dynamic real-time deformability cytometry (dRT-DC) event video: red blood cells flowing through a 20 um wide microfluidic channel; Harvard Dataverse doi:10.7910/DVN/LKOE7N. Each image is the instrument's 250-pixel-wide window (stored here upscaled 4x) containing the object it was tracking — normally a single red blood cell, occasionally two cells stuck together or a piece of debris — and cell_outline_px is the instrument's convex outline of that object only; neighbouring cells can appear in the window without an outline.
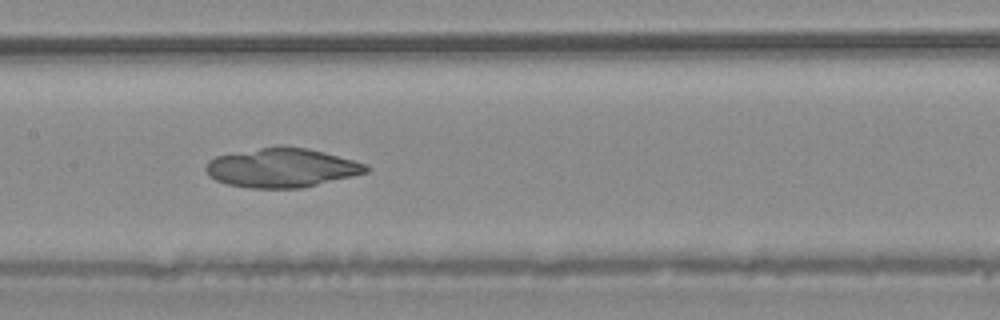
{"species": "common noctule bat (a hibernating species)", "species_latin": "Nyctalus noctula", "temperature_condition": "warm", "stored_images_in_passage": 45, "camera_frame_rate_fps": 3000, "um_per_image_px": 0.085, "animal": {"sex": "male", "body_mass_g": 20.4}, "frame": {"image": 1, "passage_image": 22, "time_ms": 7.0, "image_size_px": [1000, 320], "cell_outline_px": [[372, 168], [368, 172], [352, 176], [300, 188], [248, 188], [228, 184], [216, 180], [208, 176], [204, 168], [208, 160], [216, 156], [260, 148], [308, 148], [324, 152], [368, 164]], "centroid_in_image_um": [23.95, 14.28], "position_along_channel_um": 183.5, "area_um2": 36.07}}
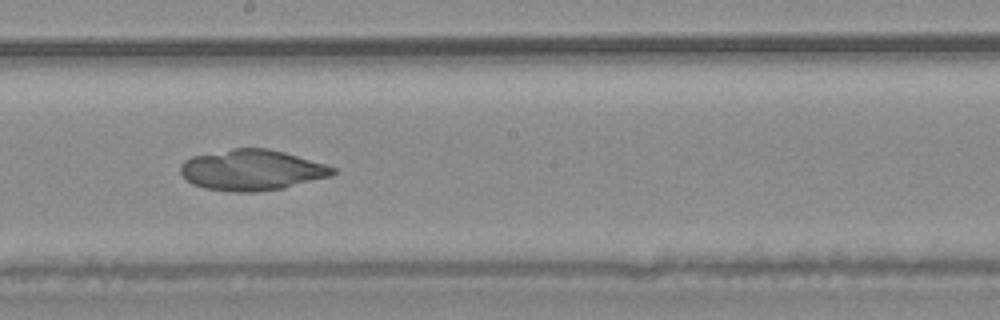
{"frame": {"image": 2, "passage_image": 25, "time_ms": 8.0, "image_size_px": [1000, 320], "cell_outline_px": [[336, 172], [332, 176], [284, 188], [256, 192], [232, 192], [204, 188], [192, 184], [180, 172], [180, 164], [184, 160], [192, 156], [232, 148], [268, 148], [284, 152], [324, 164], [336, 168]], "centroid_in_image_um": [21.4, 14.46], "position_along_channel_um": 226.8, "area_um2": 36.24}}